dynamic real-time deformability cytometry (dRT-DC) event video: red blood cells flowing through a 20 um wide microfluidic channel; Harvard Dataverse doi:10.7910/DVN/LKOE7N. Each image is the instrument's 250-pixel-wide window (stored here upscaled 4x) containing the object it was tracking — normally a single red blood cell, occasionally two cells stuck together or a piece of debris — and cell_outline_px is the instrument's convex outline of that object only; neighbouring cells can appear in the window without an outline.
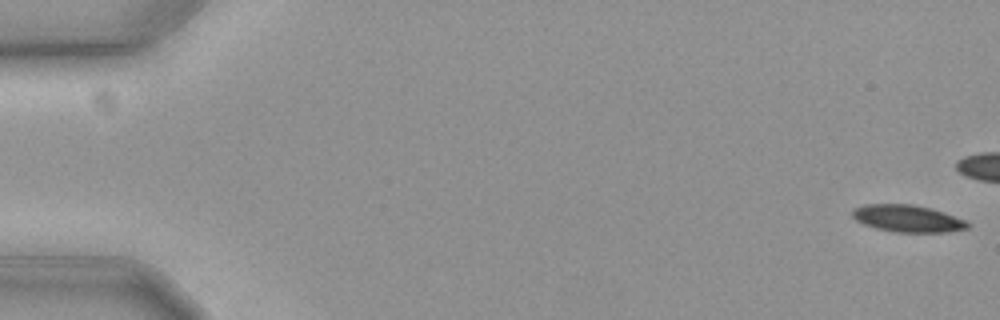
{"species": "common noctule bat (a hibernating species)", "species_latin": "Nyctalus noctula", "temperature_condition": "cold", "stored_images_in_passage": 47, "camera_frame_rate_fps": 3000, "um_per_image_px": 0.085, "animal": {"sex": "female", "body_mass_g": 19.3, "forearm_length_mm": 54.1}, "frame": {"image": 1, "passage_image": 1, "time_ms": 0.0, "image_size_px": [1000, 320], "cell_outline_px": [[968, 228], [944, 232], [896, 232], [876, 228], [864, 224], [856, 220], [852, 216], [852, 208], [864, 204], [912, 204], [932, 208], [944, 212], [964, 220], [968, 224]], "centroid_in_image_um": [77.1, 18.56], "position_along_channel_um": 7.9, "area_um2": 18.09}}
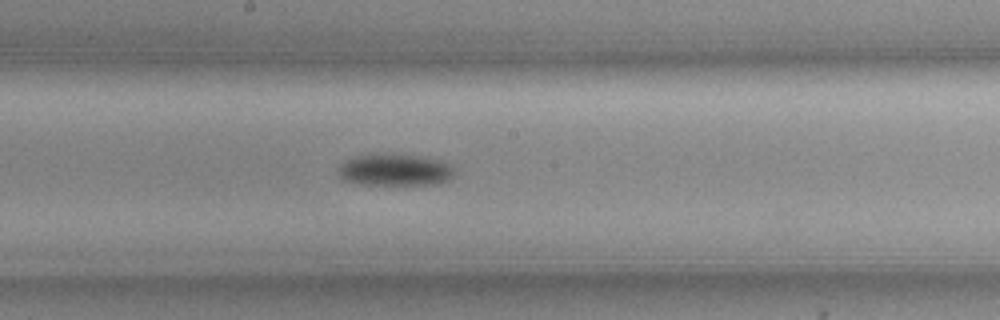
{"frame": {"image": 2, "passage_image": 32, "time_ms": 10.333, "image_size_px": [1000, 320], "cell_outline_px": [[456, 172], [448, 180], [440, 184], [360, 184], [340, 180], [336, 176], [336, 168], [344, 160], [356, 156], [372, 152], [420, 156], [436, 160], [448, 164]], "centroid_in_image_um": [33.44, 14.43], "position_along_channel_um": 214.8, "area_um2": 22.08}}
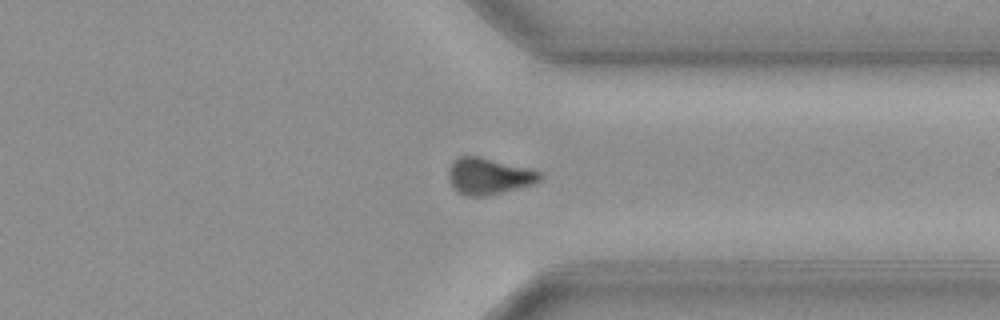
{"frame": {"image": 3, "passage_image": 45, "time_ms": 14.667, "image_size_px": [1000, 320], "cell_outline_px": [[544, 176], [536, 184], [484, 196], [464, 196], [456, 192], [452, 188], [448, 180], [448, 168], [452, 160], [460, 156], [480, 156], [532, 168], [544, 172]], "centroid_in_image_um": [41.56, 14.96], "position_along_channel_um": 369.8, "area_um2": 20.11}}